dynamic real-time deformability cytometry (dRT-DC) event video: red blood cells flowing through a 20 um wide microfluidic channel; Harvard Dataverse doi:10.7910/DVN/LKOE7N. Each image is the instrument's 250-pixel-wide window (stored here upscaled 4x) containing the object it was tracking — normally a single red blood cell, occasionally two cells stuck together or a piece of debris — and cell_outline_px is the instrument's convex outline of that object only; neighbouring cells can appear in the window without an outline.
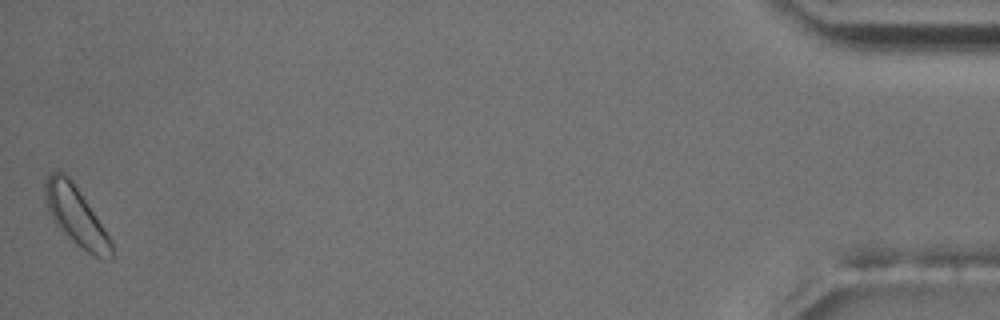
{"species": "common noctule bat (a hibernating species)", "species_latin": "Nyctalus noctula", "temperature_condition": "room temperature", "stored_images_in_passage": 51, "camera_frame_rate_fps": 3000, "um_per_image_px": 0.085, "animal": {"sex": "male", "body_mass_g": 17.5, "forearm_length_mm": 52.3}, "frame": {"image": 1, "passage_image": 51, "time_ms": 16.667, "image_size_px": [1000, 320], "cell_outline_px": [[112, 260], [108, 260], [96, 256], [88, 252], [76, 244], [56, 224], [48, 208], [44, 196], [44, 180], [52, 172], [60, 168], [72, 180], [112, 240]], "centroid_in_image_um": [6.45, 18.31], "position_along_channel_um": 428.7, "area_um2": 22.43}, "authors_computed_cell_mechanics": {"area_um2": 17.629, "velocity_mm_per_s": 3.5761, "shape_relaxation_time_tau1_ms": 2.7174, "shape_relaxation_time_tau2_ms": null, "deformation_change_tau1": 0.0542, "deformation_change_tau2": null}}